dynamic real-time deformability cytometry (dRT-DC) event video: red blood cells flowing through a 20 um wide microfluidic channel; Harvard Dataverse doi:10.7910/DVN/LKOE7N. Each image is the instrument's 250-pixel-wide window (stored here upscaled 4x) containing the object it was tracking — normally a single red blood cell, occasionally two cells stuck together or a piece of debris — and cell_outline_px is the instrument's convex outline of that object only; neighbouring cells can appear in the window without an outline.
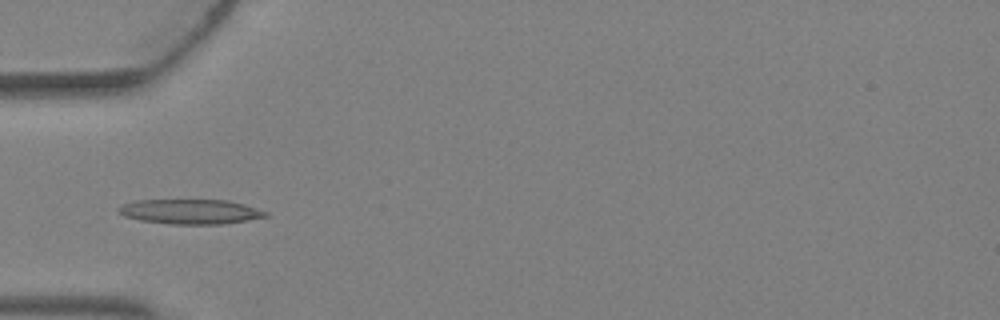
{"species": "Egyptian fruit bat (a non-hibernating species)", "species_latin": "Rousettus aegyptiacus", "temperature_condition": "warm", "stored_images_in_passage": 3, "camera_frame_rate_fps": 3000, "um_per_image_px": 0.085, "animal": {"sex": "female"}, "frame": {"image": 1, "passage_image": 3, "time_ms": 0.667, "image_size_px": [1000, 320], "cell_outline_px": [[268, 216], [220, 224], [172, 224], [140, 220], [124, 216], [116, 212], [116, 208], [124, 204], [136, 200], [228, 200], [244, 204], [268, 212]], "centroid_in_image_um": [16.13, 17.98], "position_along_channel_um": 68.9, "area_um2": 21.1}}